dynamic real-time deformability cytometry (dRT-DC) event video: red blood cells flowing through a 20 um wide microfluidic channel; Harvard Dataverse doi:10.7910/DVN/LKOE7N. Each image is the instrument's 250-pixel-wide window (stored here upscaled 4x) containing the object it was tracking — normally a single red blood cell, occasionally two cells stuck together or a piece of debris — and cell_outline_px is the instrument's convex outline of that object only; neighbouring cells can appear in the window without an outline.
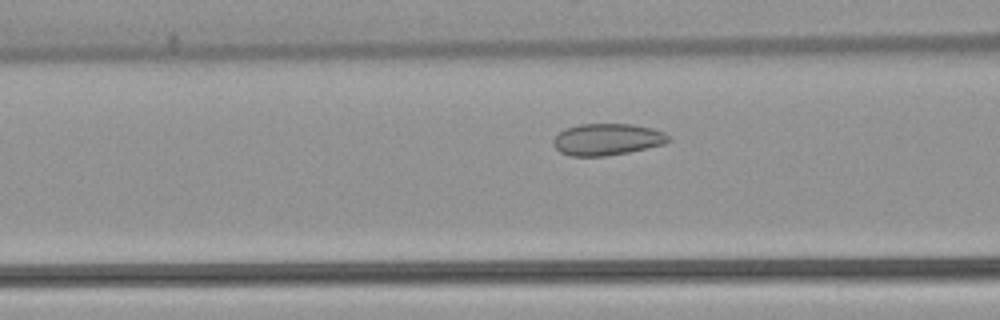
{"species": "common noctule bat (a hibernating species)", "species_latin": "Nyctalus noctula", "temperature_condition": "warm", "stored_images_in_passage": 48, "camera_frame_rate_fps": 3000, "um_per_image_px": 0.085, "animal": {"sex": "female", "body_mass_g": 22.7, "forearm_length_mm": 54.2}, "frame": {"image": 1, "passage_image": 16, "time_ms": 5.0, "image_size_px": [1000, 320], "cell_outline_px": [[672, 140], [664, 144], [628, 152], [604, 156], [568, 156], [560, 152], [552, 144], [552, 140], [560, 132], [568, 128], [580, 124], [632, 124], [652, 128], [664, 132]], "centroid_in_image_um": [51.61, 11.85], "position_along_channel_um": 115.0, "area_um2": 21.21}}
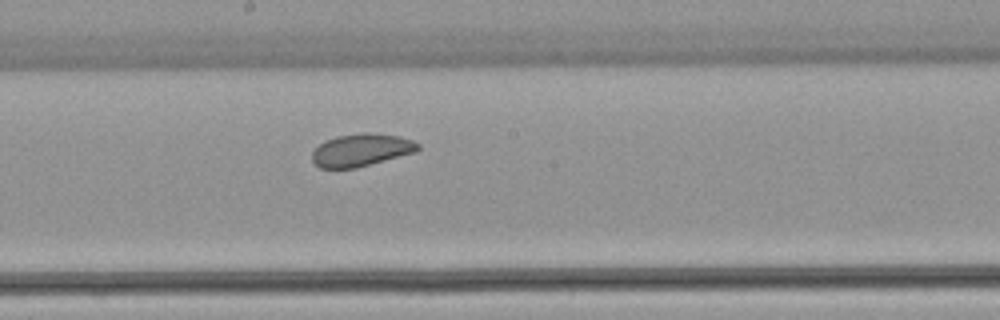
{"frame": {"image": 2, "passage_image": 24, "time_ms": 7.667, "image_size_px": [1000, 320], "cell_outline_px": [[420, 148], [416, 152], [356, 168], [320, 168], [312, 160], [312, 152], [324, 140], [336, 136], [364, 132], [368, 132], [400, 136], [412, 140], [420, 144]], "centroid_in_image_um": [30.72, 12.74], "position_along_channel_um": 217.5, "area_um2": 20.17}}
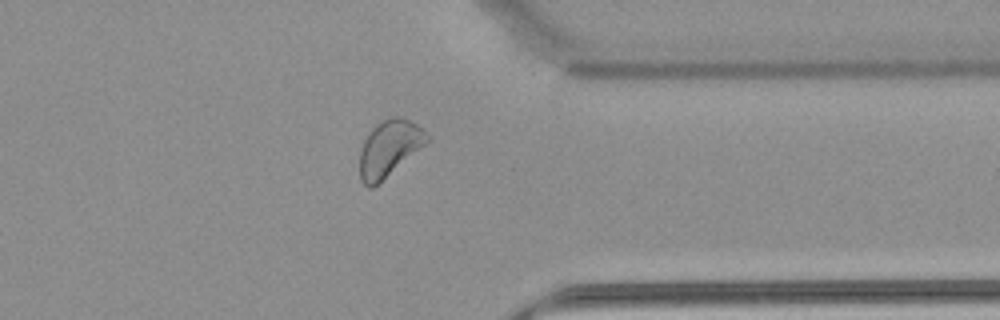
{"frame": {"image": 3, "passage_image": 37, "time_ms": 12.0, "image_size_px": [1000, 320], "cell_outline_px": [[432, 140], [428, 144], [372, 188], [368, 188], [360, 180], [360, 152], [364, 140], [372, 128], [376, 124], [392, 116], [396, 116], [408, 120], [424, 128]], "centroid_in_image_um": [33.13, 12.61], "position_along_channel_um": 378.3, "area_um2": 22.2}, "authors_computed_cell_mechanics": {"area_um2": 22.6576, "velocity_mm_per_s": 3.8518, "shape_relaxation_time_tau1_ms": 6.826, "shape_relaxation_time_tau2_ms": null, "deformation_change_tau1": 0.0723, "deformation_change_tau2": null}}